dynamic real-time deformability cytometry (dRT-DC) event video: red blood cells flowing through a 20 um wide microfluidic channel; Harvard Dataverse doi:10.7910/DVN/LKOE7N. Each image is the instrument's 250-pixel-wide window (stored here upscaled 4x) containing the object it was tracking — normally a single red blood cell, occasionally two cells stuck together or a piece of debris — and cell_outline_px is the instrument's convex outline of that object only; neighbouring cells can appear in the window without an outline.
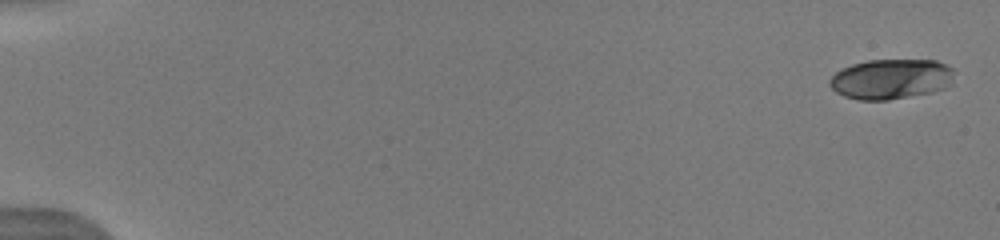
{"species": "human", "species_latin": "Homo sapiens", "temperature_condition": "warm", "stored_images_in_passage": 20, "camera_frame_rate_fps": 3000, "um_per_image_px": 0.085, "donor": {"sex": "male"}, "frame": {"image": 1, "passage_image": 1, "time_ms": 0.0, "image_size_px": [1000, 240], "cell_outline_px": [[952, 84], [944, 88], [932, 92], [888, 100], [860, 100], [844, 96], [836, 92], [828, 84], [828, 80], [836, 72], [852, 64], [868, 60], [936, 60], [952, 68]], "centroid_in_image_um": [75.72, 6.72], "position_along_channel_um": 9.3, "area_um2": 29.07}}
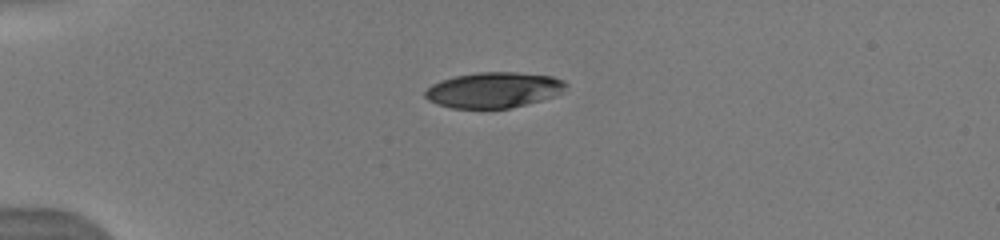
{"frame": {"image": 2, "passage_image": 11, "time_ms": 4.333, "image_size_px": [1000, 240], "cell_outline_px": [[568, 84], [556, 96], [508, 108], [452, 108], [428, 100], [424, 96], [424, 92], [432, 84], [440, 80], [456, 76], [476, 72], [516, 72], [552, 76], [564, 80]], "centroid_in_image_um": [41.96, 7.63], "position_along_channel_um": 43.0, "area_um2": 29.02}}